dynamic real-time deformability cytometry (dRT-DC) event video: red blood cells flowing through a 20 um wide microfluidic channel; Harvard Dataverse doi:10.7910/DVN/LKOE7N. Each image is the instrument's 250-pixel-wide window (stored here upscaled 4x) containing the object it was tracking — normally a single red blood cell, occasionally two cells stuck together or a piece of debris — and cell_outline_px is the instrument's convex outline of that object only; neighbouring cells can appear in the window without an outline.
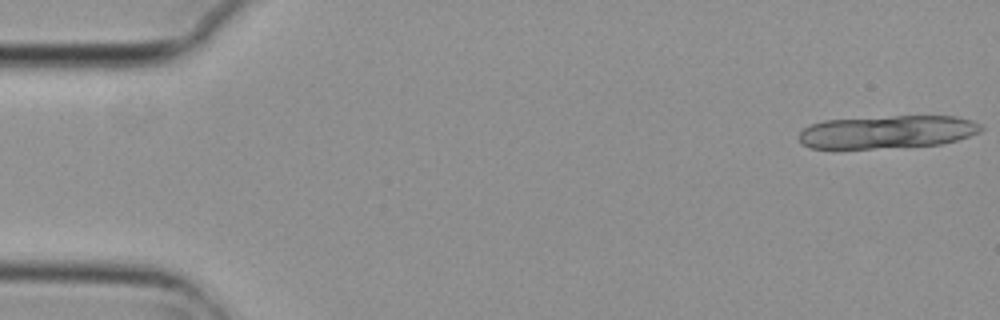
{"species": "common noctule bat (a hibernating species)", "species_latin": "Nyctalus noctula", "temperature_condition": "cold", "stored_images_in_passage": 6, "camera_frame_rate_fps": 3000, "um_per_image_px": 0.085, "animal": {"sex": "female", "body_mass_g": 29.2, "forearm_length_mm": 56.3}, "frame": {"image": 1, "passage_image": 1, "time_ms": 0.0, "image_size_px": [1000, 320], "cell_outline_px": [[984, 128], [980, 132], [956, 140], [940, 144], [872, 148], [808, 148], [800, 144], [796, 136], [804, 128], [812, 124], [824, 120], [892, 116], [956, 116], [972, 120], [980, 124]], "centroid_in_image_um": [75.38, 11.21], "position_along_channel_um": 9.6, "area_um2": 34.97}}
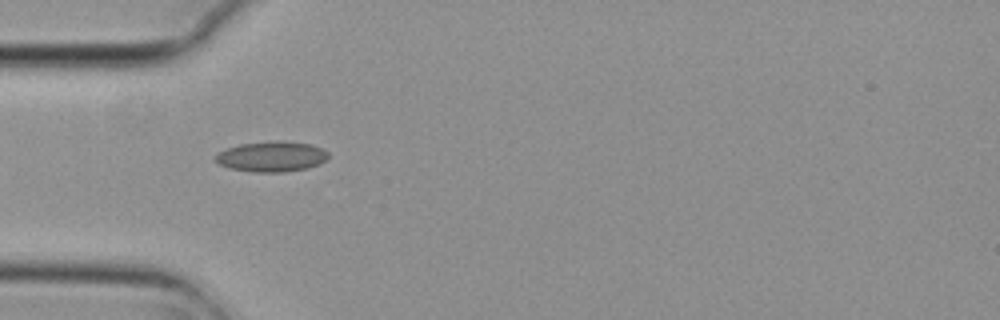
{"frame": {"image": 2, "passage_image": 5, "time_ms": 1.333, "image_size_px": [1000, 320], "cell_outline_px": [[328, 156], [320, 164], [308, 168], [284, 172], [252, 172], [228, 168], [220, 164], [212, 156], [216, 152], [240, 144], [276, 140], [280, 140], [312, 144], [328, 152]], "centroid_in_image_um": [23.06, 13.3], "position_along_channel_um": 61.9, "area_um2": 20.17}}
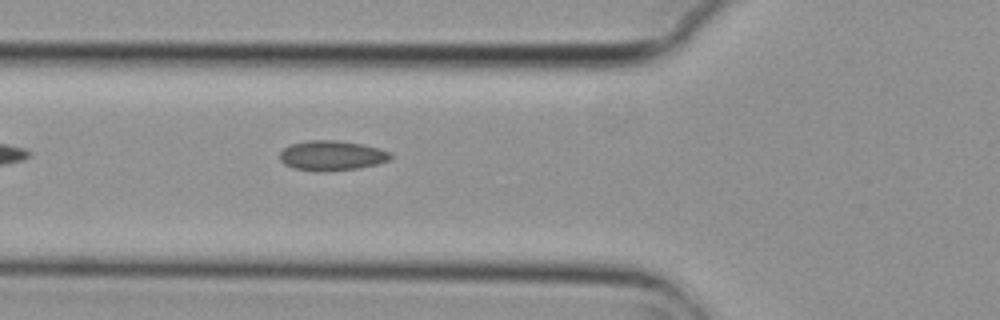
{"frame": {"image": 3, "passage_image": 6, "time_ms": 1.667, "image_size_px": [1000, 320], "cell_outline_px": [[392, 156], [388, 160], [376, 164], [360, 168], [328, 172], [316, 172], [292, 168], [284, 164], [280, 160], [280, 152], [284, 148], [292, 144], [308, 140], [336, 140], [364, 144], [380, 148], [392, 152]], "centroid_in_image_um": [28.21, 13.23], "position_along_channel_um": 97.6, "area_um2": 19.65}}